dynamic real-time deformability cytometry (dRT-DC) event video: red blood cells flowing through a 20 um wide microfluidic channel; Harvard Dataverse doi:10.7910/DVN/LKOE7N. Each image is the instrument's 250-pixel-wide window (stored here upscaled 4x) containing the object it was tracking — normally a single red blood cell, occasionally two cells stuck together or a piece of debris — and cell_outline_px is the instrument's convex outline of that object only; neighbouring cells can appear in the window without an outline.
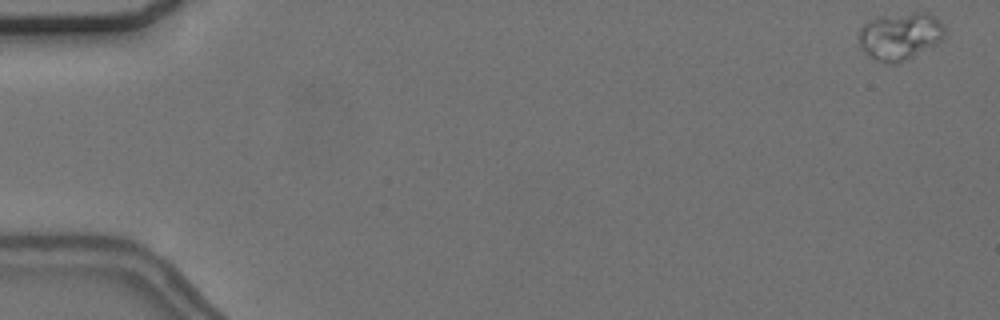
{"species": "common noctule bat (a hibernating species)", "species_latin": "Nyctalus noctula", "temperature_condition": "cold", "stored_images_in_passage": 17, "camera_frame_rate_fps": 3000, "um_per_image_px": 0.085, "animal": {"sex": "female", "body_mass_g": 24.6, "forearm_length_mm": 56.2}, "frame": {"image": 1, "passage_image": 1, "time_ms": 0.0, "image_size_px": [1000, 320], "cell_outline_px": [[944, 36], [936, 44], [908, 60], [896, 64], [888, 64], [876, 60], [860, 48], [860, 28], [868, 20], [884, 16], [916, 12], [928, 12], [944, 24]], "centroid_in_image_um": [76.52, 3.08], "position_along_channel_um": 8.5, "area_um2": 23.7}}
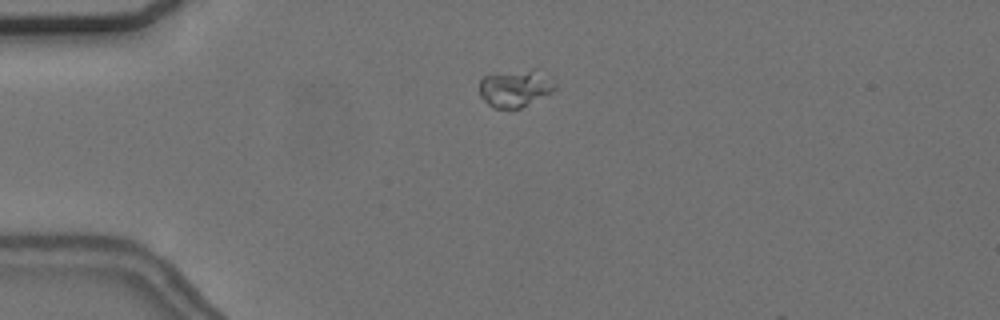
{"frame": {"image": 2, "passage_image": 14, "time_ms": 4.333, "image_size_px": [1000, 320], "cell_outline_px": [[556, 88], [552, 92], [520, 108], [496, 108], [488, 104], [480, 96], [480, 80], [484, 76], [532, 68], [556, 84]], "centroid_in_image_um": [43.77, 7.51], "position_along_channel_um": 41.2, "area_um2": 15.95}}